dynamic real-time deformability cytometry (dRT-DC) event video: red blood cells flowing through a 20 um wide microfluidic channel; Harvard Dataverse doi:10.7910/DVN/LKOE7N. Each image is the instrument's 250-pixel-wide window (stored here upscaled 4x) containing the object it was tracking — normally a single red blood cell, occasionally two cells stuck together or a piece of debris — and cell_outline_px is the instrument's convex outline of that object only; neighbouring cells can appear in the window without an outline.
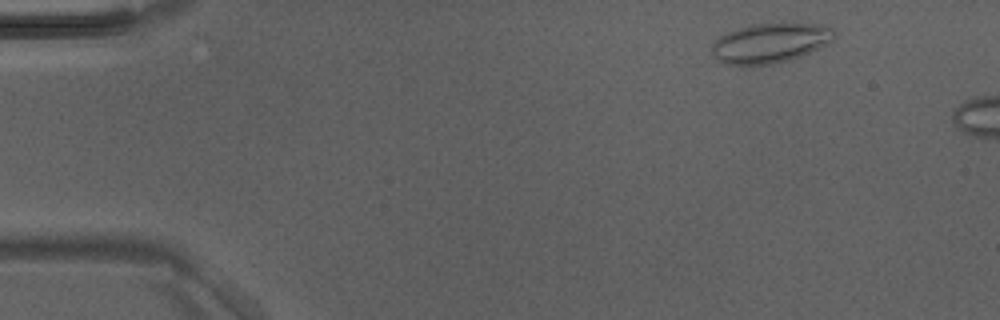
{"species": "Egyptian fruit bat (a non-hibernating species)", "species_latin": "Rousettus aegyptiacus", "temperature_condition": "room temperature", "stored_images_in_passage": 3, "camera_frame_rate_fps": 3000, "um_per_image_px": 0.085, "animal": {"sex": "male"}, "frame": {"image": 1, "passage_image": 1, "time_ms": 0.0, "image_size_px": [1000, 320], "cell_outline_px": [[836, 36], [832, 40], [792, 60], [772, 64], [744, 68], [724, 64], [716, 60], [712, 52], [712, 44], [720, 36], [728, 32], [752, 24], [824, 24], [832, 28], [836, 32]], "centroid_in_image_um": [65.41, 3.7], "position_along_channel_um": 19.6, "area_um2": 28.61}}